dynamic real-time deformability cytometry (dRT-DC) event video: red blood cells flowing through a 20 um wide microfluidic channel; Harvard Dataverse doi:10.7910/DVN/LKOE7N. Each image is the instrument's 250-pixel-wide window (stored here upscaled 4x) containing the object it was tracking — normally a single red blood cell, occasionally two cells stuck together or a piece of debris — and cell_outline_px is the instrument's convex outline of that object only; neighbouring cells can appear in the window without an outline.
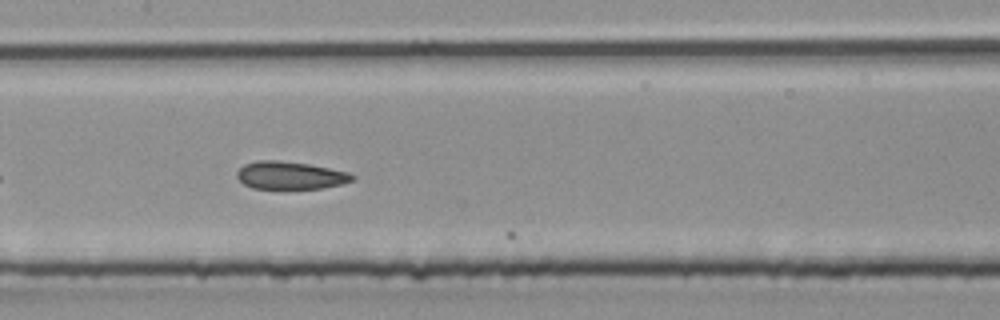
{"species": "common noctule bat (a hibernating species)", "species_latin": "Nyctalus noctula", "temperature_condition": "room temperature", "stored_images_in_passage": 13, "camera_frame_rate_fps": 3000, "um_per_image_px": 0.085, "animal": {"sex": "male", "body_mass_g": 20.4}, "frame": {"image": 1, "passage_image": 12, "time_ms": 3.667, "image_size_px": [1000, 320], "cell_outline_px": [[356, 180], [340, 184], [320, 188], [252, 188], [244, 184], [236, 176], [236, 172], [244, 164], [256, 160], [280, 160], [308, 164], [348, 172], [356, 176]], "centroid_in_image_um": [24.66, 14.89], "position_along_channel_um": 182.7, "area_um2": 18.55}}